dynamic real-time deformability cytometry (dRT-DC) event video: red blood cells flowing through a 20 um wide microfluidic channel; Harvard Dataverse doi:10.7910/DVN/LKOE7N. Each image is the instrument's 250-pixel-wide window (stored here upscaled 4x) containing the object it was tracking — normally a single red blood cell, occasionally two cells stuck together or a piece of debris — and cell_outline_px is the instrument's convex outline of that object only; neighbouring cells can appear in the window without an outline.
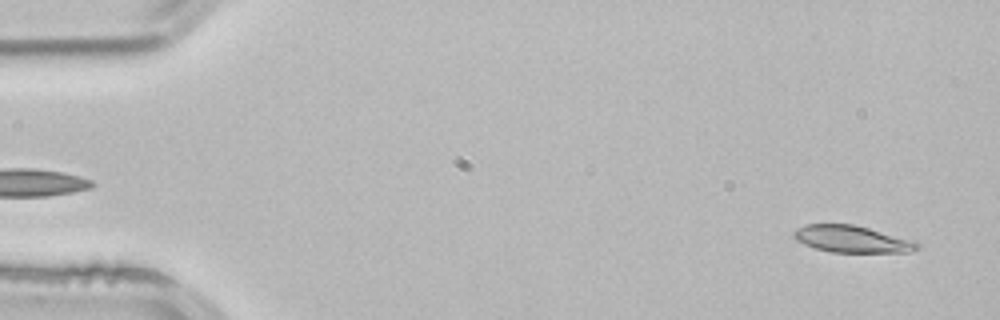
{"species": "common noctule bat (a hibernating species)", "species_latin": "Nyctalus noctula", "temperature_condition": "room temperature", "stored_images_in_passage": 5, "segment_of_instrument_passage": [2, 2], "camera_frame_rate_fps": 3000, "um_per_image_px": 0.085, "animal": {"sex": "male", "body_mass_g": 21.5, "forearm_length_mm": 52.0}, "frame": {"image": 1, "passage_image": 5, "time_ms": 1.333, "image_size_px": [1000, 320], "cell_outline_px": [[920, 248], [912, 252], [832, 252], [816, 248], [804, 244], [796, 240], [792, 236], [792, 232], [796, 228], [804, 224], [852, 224], [916, 240], [920, 244]], "centroid_in_image_um": [72.43, 20.32], "position_along_channel_um": 12.6, "area_um2": 19.54}}